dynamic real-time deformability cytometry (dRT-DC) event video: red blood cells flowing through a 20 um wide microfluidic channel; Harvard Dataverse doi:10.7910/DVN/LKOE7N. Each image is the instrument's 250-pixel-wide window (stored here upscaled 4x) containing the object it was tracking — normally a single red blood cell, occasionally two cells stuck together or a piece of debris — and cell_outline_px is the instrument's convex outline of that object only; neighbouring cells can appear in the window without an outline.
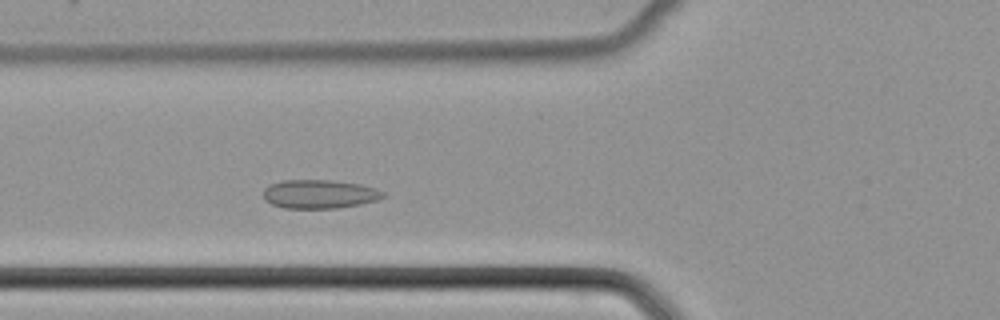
{"species": "common noctule bat (a hibernating species)", "species_latin": "Nyctalus noctula", "temperature_condition": "cold", "stored_images_in_passage": 38, "camera_frame_rate_fps": 3000, "um_per_image_px": 0.085, "animal": {"sex": "female", "body_mass_g": 22.7, "forearm_length_mm": 54.2}, "frame": {"image": 1, "passage_image": 6, "time_ms": 1.667, "image_size_px": [1000, 320], "cell_outline_px": [[384, 196], [380, 200], [360, 204], [336, 208], [284, 208], [272, 204], [264, 200], [264, 188], [272, 184], [284, 180], [332, 180], [360, 184], [376, 188], [384, 192]], "centroid_in_image_um": [27.18, 16.5], "position_along_channel_um": 98.6, "area_um2": 20.06}}
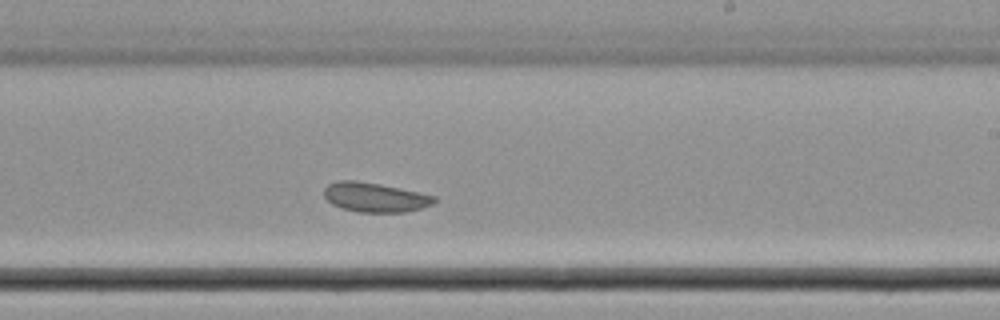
{"frame": {"image": 2, "passage_image": 18, "time_ms": 5.667, "image_size_px": [1000, 320], "cell_outline_px": [[436, 200], [432, 204], [420, 208], [404, 212], [356, 212], [340, 208], [332, 204], [324, 196], [324, 188], [328, 184], [336, 180], [356, 180], [380, 184], [400, 188], [436, 196]], "centroid_in_image_um": [31.83, 16.76], "position_along_channel_um": 257.2, "area_um2": 18.96}}
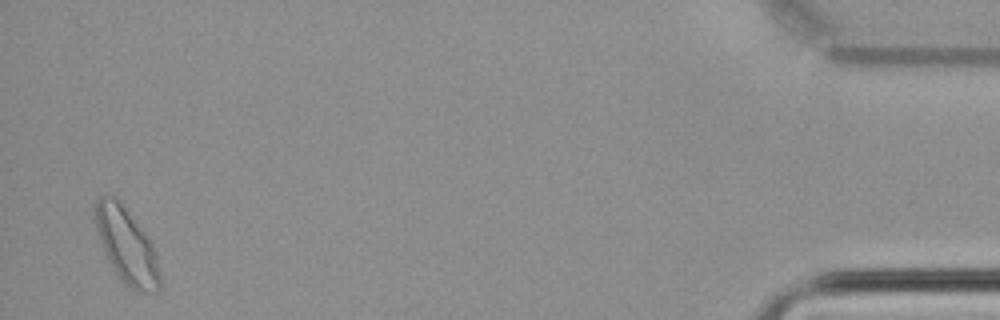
{"frame": {"image": 3, "passage_image": 37, "time_ms": 12.0, "image_size_px": [1000, 320], "cell_outline_px": [[160, 288], [156, 292], [136, 292], [112, 268], [108, 260], [96, 228], [92, 216], [92, 204], [100, 196], [112, 196], [120, 200], [148, 236], [152, 244], [156, 256], [160, 272]], "centroid_in_image_um": [10.74, 20.82], "position_along_channel_um": 424.5, "area_um2": 28.44}}